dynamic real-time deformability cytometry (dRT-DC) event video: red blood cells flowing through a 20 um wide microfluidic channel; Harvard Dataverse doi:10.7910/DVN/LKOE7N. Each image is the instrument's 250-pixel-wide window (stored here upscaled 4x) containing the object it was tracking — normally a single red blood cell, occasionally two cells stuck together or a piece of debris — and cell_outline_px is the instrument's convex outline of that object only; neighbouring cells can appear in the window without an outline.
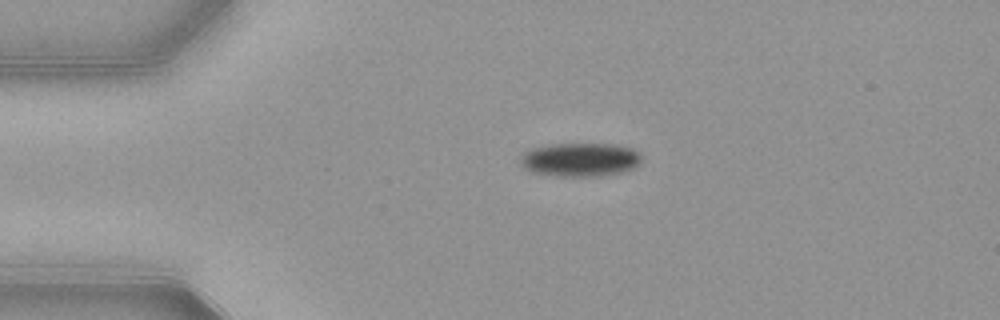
{"species": "common noctule bat (a hibernating species)", "species_latin": "Nyctalus noctula", "temperature_condition": "warm", "stored_images_in_passage": 36, "camera_frame_rate_fps": 3000, "um_per_image_px": 0.085, "animal": {"sex": "female", "body_mass_g": 21.9}, "frame": {"image": 1, "passage_image": 1, "time_ms": 0.0, "image_size_px": [1000, 320], "cell_outline_px": [[640, 160], [632, 168], [620, 172], [600, 176], [556, 176], [532, 172], [524, 168], [520, 160], [524, 152], [532, 148], [552, 144], [616, 144], [632, 148], [640, 152]], "centroid_in_image_um": [49.3, 13.56], "position_along_channel_um": 35.7, "area_um2": 23.64}}
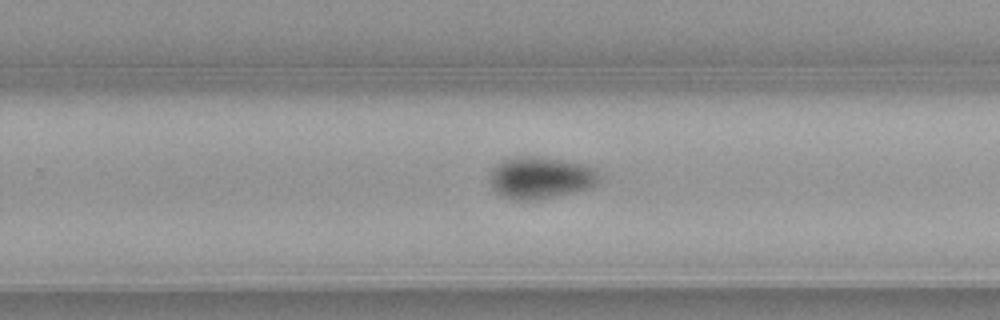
{"frame": {"image": 2, "passage_image": 23, "time_ms": 7.333, "image_size_px": [1000, 320], "cell_outline_px": [[600, 180], [596, 184], [588, 188], [556, 196], [532, 200], [516, 200], [504, 196], [496, 192], [492, 188], [492, 168], [496, 164], [504, 160], [516, 156], [532, 156], [564, 160], [584, 164], [592, 168], [600, 176]], "centroid_in_image_um": [45.95, 15.1], "position_along_channel_um": 283.8, "area_um2": 26.36}}
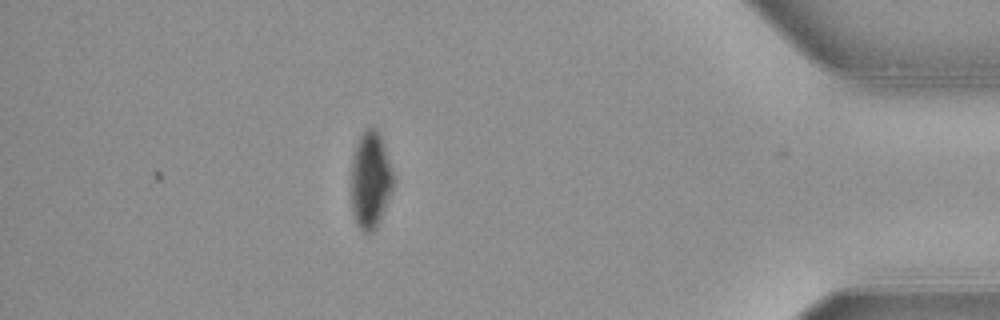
{"frame": {"image": 3, "passage_image": 36, "time_ms": 11.667, "image_size_px": [1000, 320], "cell_outline_px": [[396, 180], [380, 220], [376, 228], [372, 232], [364, 232], [360, 228], [356, 220], [352, 208], [352, 156], [356, 144], [360, 136], [368, 128], [376, 128], [380, 132]], "centroid_in_image_um": [31.52, 15.27], "position_along_channel_um": 403.7, "area_um2": 23.76}, "authors_computed_cell_mechanics": {"area_um2": 26.4146, "velocity_mm_per_s": 3.8782, "shape_relaxation_time_tau1_ms": 3.258, "shape_relaxation_time_tau2_ms": null, "deformation_change_tau1": 0.1121, "deformation_change_tau2": null}}